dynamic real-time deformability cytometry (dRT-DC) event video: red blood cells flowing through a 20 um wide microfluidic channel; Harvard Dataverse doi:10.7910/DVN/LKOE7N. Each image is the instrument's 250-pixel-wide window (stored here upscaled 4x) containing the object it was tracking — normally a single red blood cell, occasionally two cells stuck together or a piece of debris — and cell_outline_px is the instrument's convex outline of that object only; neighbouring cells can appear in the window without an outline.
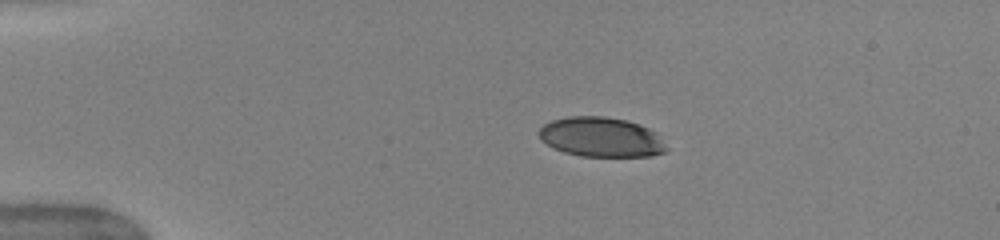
{"species": "human", "species_latin": "Homo sapiens", "temperature_condition": "warm", "stored_images_in_passage": 41, "camera_frame_rate_fps": 3000, "um_per_image_px": 0.085, "donor": {"sex": "female"}, "frame": {"image": 1, "passage_image": 1, "time_ms": 0.0, "image_size_px": [1000, 240], "cell_outline_px": [[668, 148], [664, 152], [652, 156], [580, 156], [564, 152], [552, 148], [540, 140], [540, 128], [544, 124], [552, 120], [568, 116], [604, 116], [628, 120], [640, 124], [656, 132]], "centroid_in_image_um": [51.1, 11.65], "position_along_channel_um": 33.9, "area_um2": 29.65}}
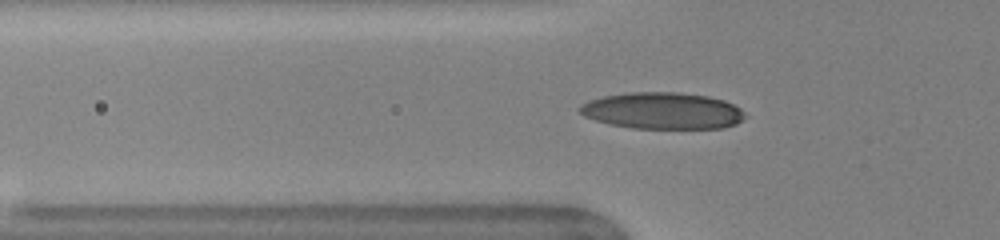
{"frame": {"image": 2, "passage_image": 8, "time_ms": 2.333, "image_size_px": [1000, 240], "cell_outline_px": [[748, 116], [736, 124], [724, 128], [632, 128], [608, 124], [584, 116], [580, 112], [580, 104], [588, 100], [604, 96], [632, 92], [680, 92], [708, 96], [724, 100], [740, 108]], "centroid_in_image_um": [56.33, 9.41], "position_along_channel_um": 69.5, "area_um2": 35.37}}
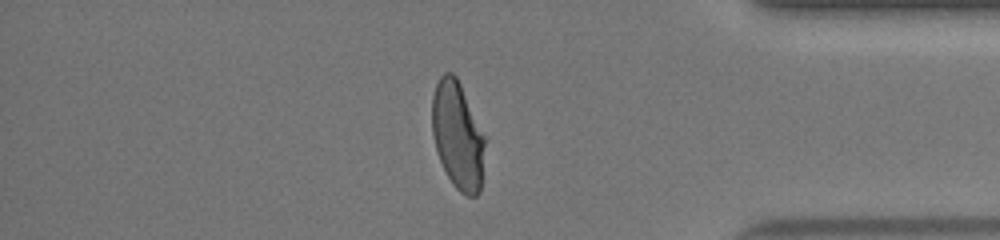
{"frame": {"image": 3, "passage_image": 34, "time_ms": 11.0, "image_size_px": [1000, 240], "cell_outline_px": [[484, 144], [480, 192], [476, 196], [468, 196], [460, 192], [452, 184], [440, 160], [436, 148], [432, 132], [432, 96], [436, 84], [440, 76], [444, 72], [452, 72], [456, 76], [460, 84], [484, 136]], "centroid_in_image_um": [38.87, 11.51], "position_along_channel_um": 396.3, "area_um2": 32.54}, "authors_computed_cell_mechanics": {"area_um2": 33.5818, "velocity_mm_per_s": 4.0065, "shape_relaxation_time_tau1_ms": 4.3424, "shape_relaxation_time_tau2_ms": null, "deformation_change_tau1": 0.2014, "deformation_change_tau2": null}}